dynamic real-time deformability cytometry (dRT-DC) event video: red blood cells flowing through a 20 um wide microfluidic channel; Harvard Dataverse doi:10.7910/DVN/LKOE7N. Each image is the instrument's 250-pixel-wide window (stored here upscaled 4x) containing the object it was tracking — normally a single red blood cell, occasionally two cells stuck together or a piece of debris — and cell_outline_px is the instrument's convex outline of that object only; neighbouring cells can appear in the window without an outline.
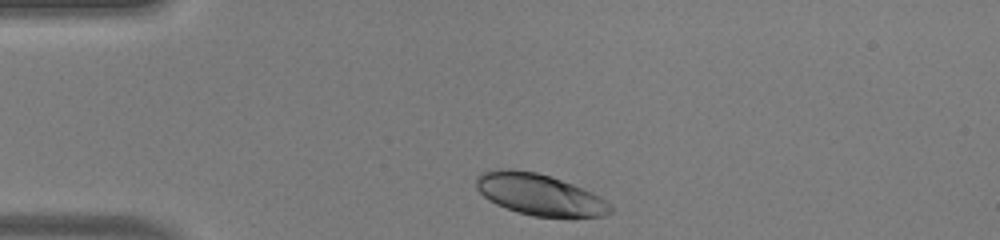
{"species": "human", "species_latin": "Homo sapiens", "temperature_condition": "warm", "stored_images_in_passage": 31, "camera_frame_rate_fps": 3000, "um_per_image_px": 0.085, "donor": {"sex": "male"}, "frame": {"image": 1, "passage_image": 1, "time_ms": 0.0, "image_size_px": [1000, 240], "cell_outline_px": [[612, 212], [604, 216], [532, 216], [516, 212], [496, 204], [488, 200], [476, 188], [476, 176], [484, 172], [496, 168], [512, 168], [536, 172], [552, 176], [592, 192], [612, 204]], "centroid_in_image_um": [45.83, 16.51], "position_along_channel_um": 39.2, "area_um2": 32.43}}
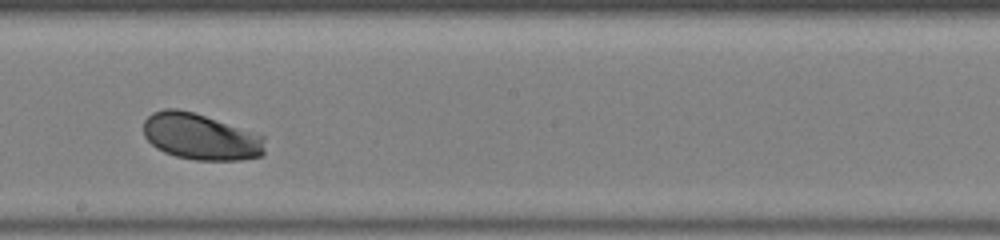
{"frame": {"image": 2, "passage_image": 18, "time_ms": 5.667, "image_size_px": [1000, 240], "cell_outline_px": [[264, 152], [260, 156], [240, 160], [196, 160], [176, 156], [164, 152], [156, 148], [144, 136], [144, 120], [152, 112], [164, 108], [176, 108], [196, 112], [260, 132], [264, 136]], "centroid_in_image_um": [17.09, 11.59], "position_along_channel_um": 231.1, "area_um2": 33.52}}
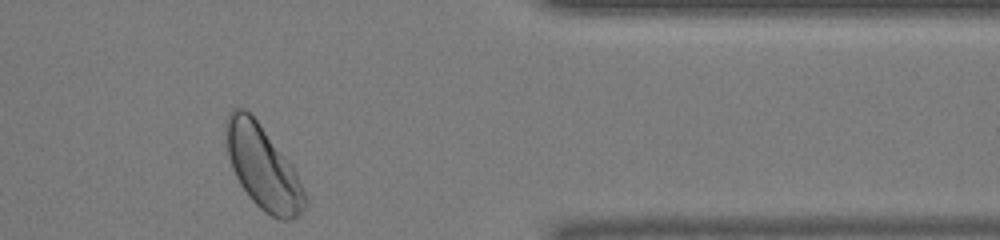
{"frame": {"image": 3, "passage_image": 31, "time_ms": 10.0, "image_size_px": [1000, 240], "cell_outline_px": [[308, 204], [292, 220], [280, 220], [272, 216], [260, 208], [248, 196], [240, 184], [232, 168], [228, 156], [224, 136], [224, 124], [228, 112], [232, 108], [244, 108], [256, 120], [292, 164], [296, 172], [308, 200]], "centroid_in_image_um": [22.32, 14.21], "position_along_channel_um": 389.1, "area_um2": 38.38}, "authors_computed_cell_mechanics": {"area_um2": 33.1194, "velocity_mm_per_s": 4.0597, "shape_relaxation_time_tau1_ms": 2.1048, "shape_relaxation_time_tau2_ms": null, "deformation_change_tau1": 0.1176, "deformation_change_tau2": null}}